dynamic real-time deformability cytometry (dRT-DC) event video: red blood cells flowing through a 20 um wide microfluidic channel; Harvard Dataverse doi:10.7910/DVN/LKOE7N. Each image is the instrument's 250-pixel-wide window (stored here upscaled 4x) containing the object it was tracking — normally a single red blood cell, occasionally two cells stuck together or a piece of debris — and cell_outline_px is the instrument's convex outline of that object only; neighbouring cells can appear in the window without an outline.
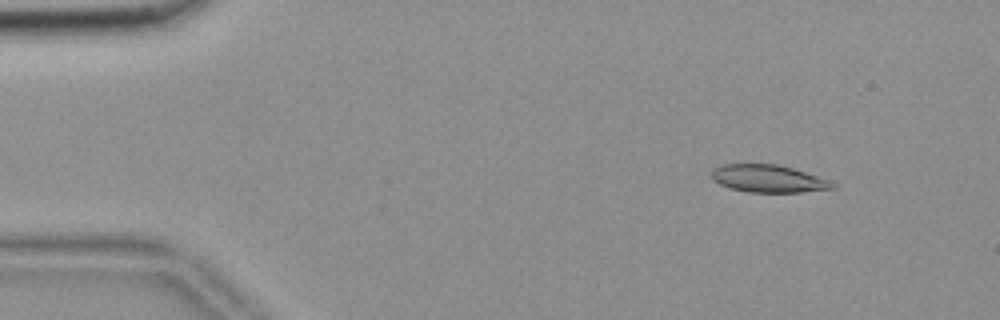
{"species": "common noctule bat (a hibernating species)", "species_latin": "Nyctalus noctula", "temperature_condition": "room temperature", "stored_images_in_passage": 52, "camera_frame_rate_fps": 3000, "um_per_image_px": 0.085, "animal": {"sex": "female", "body_mass_g": 18.4}, "frame": {"image": 1, "passage_image": 4, "time_ms": 1.0, "image_size_px": [1000, 320], "cell_outline_px": [[836, 188], [800, 192], [748, 192], [728, 188], [712, 180], [712, 168], [720, 164], [780, 164], [828, 180], [836, 184]], "centroid_in_image_um": [65.25, 15.18], "position_along_channel_um": 19.7, "area_um2": 19.42}}
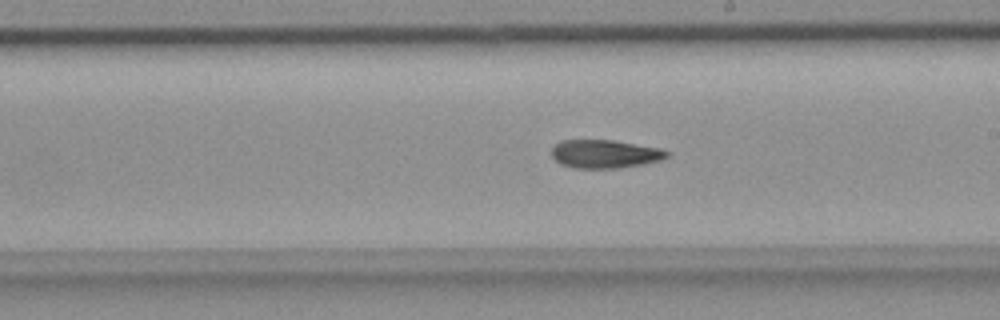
{"frame": {"image": 2, "passage_image": 29, "time_ms": 9.333, "image_size_px": [1000, 320], "cell_outline_px": [[672, 152], [668, 156], [660, 160], [644, 164], [620, 168], [572, 168], [560, 164], [552, 156], [552, 148], [560, 140], [612, 140], [660, 148]], "centroid_in_image_um": [51.42, 13.09], "position_along_channel_um": 237.6, "area_um2": 19.13}}
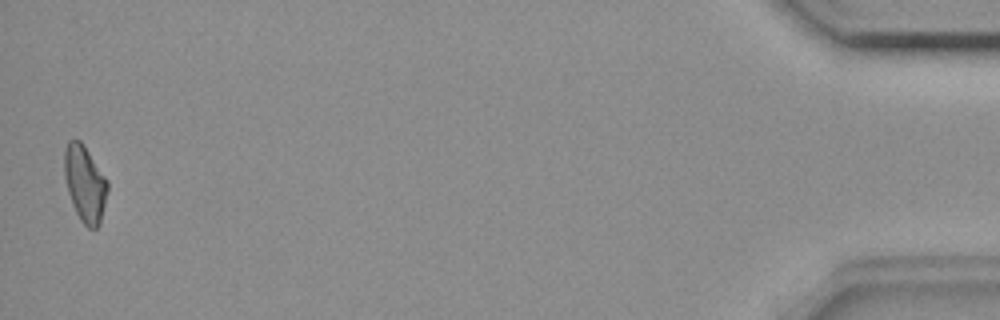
{"frame": {"image": 3, "passage_image": 52, "time_ms": 17.0, "image_size_px": [1000, 320], "cell_outline_px": [[108, 192], [100, 224], [96, 228], [88, 228], [80, 220], [72, 204], [68, 192], [64, 176], [64, 148], [68, 140], [80, 140], [84, 144], [108, 180]], "centroid_in_image_um": [7.22, 15.59], "position_along_channel_um": 428.0, "area_um2": 19.48}, "authors_computed_cell_mechanics": {"area_um2": 19.5653, "velocity_mm_per_s": 3.689, "shape_relaxation_time_tau1_ms": null, "shape_relaxation_time_tau2_ms": 9.8727, "deformation_change_tau1": null, "deformation_change_tau2": 0.2049}}